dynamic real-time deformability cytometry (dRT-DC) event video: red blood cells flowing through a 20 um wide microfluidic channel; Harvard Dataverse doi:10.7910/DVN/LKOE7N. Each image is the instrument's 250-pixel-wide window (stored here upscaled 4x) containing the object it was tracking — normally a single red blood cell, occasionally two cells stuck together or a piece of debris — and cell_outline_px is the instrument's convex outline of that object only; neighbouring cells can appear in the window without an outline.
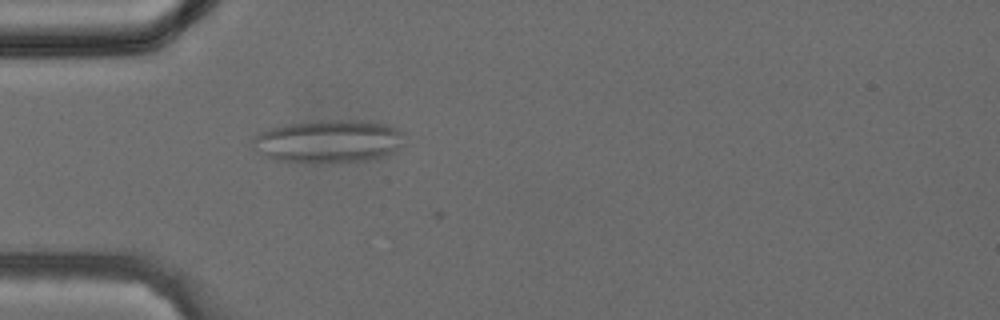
{"species": "common noctule bat (a hibernating species)", "species_latin": "Nyctalus noctula", "temperature_condition": "cold", "stored_images_in_passage": 10, "camera_frame_rate_fps": 3000, "um_per_image_px": 0.085, "animal": {"sex": "female", "body_mass_g": 24.6, "forearm_length_mm": 56.2}, "frame": {"image": 1, "passage_image": 9, "time_ms": 2.667, "image_size_px": [1000, 320], "cell_outline_px": [[404, 144], [396, 152], [384, 156], [368, 160], [276, 160], [268, 156], [252, 144], [252, 140], [260, 132], [268, 128], [284, 124], [312, 120], [360, 120], [388, 124], [404, 132]], "centroid_in_image_um": [28.02, 11.94], "position_along_channel_um": 57.0, "area_um2": 37.28}}